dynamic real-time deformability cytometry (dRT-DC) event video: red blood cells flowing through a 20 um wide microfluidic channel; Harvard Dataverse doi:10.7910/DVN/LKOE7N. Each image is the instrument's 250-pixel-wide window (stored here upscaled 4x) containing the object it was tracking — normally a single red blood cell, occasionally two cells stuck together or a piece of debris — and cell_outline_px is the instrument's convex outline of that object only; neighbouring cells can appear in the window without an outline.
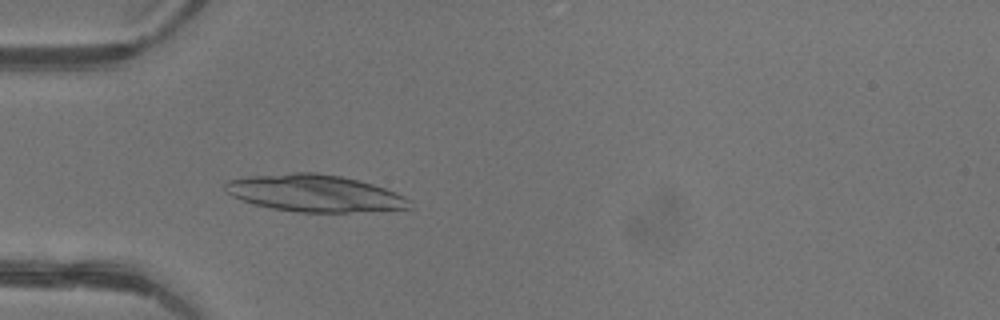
{"species": "common noctule bat (a hibernating species)", "species_latin": "Nyctalus noctula", "temperature_condition": "warm", "stored_images_in_passage": 47, "camera_frame_rate_fps": 3000, "um_per_image_px": 0.085, "animal": {"sex": "female"}, "frame": {"image": 1, "passage_image": 15, "time_ms": 4.667, "image_size_px": [1000, 320], "cell_outline_px": [[412, 208], [348, 212], [296, 212], [272, 208], [256, 204], [232, 196], [224, 188], [224, 184], [228, 180], [248, 176], [292, 172], [316, 172], [340, 176], [372, 184], [396, 192], [412, 200]], "centroid_in_image_um": [26.75, 16.42], "position_along_channel_um": 58.2, "area_um2": 39.59}}
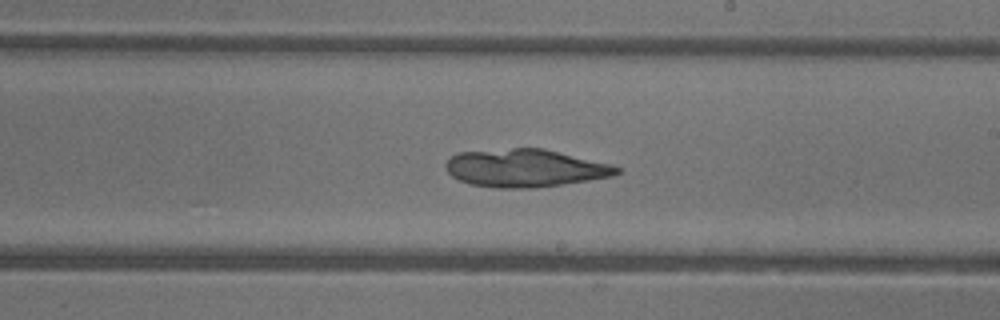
{"frame": {"image": 2, "passage_image": 28, "time_ms": 9.0, "image_size_px": [1000, 320], "cell_outline_px": [[620, 172], [612, 176], [588, 180], [532, 188], [496, 188], [472, 184], [460, 180], [452, 176], [444, 168], [444, 164], [448, 156], [456, 152], [512, 148], [544, 148], [612, 164], [620, 168]], "centroid_in_image_um": [44.59, 14.27], "position_along_channel_um": 244.4, "area_um2": 37.86}}
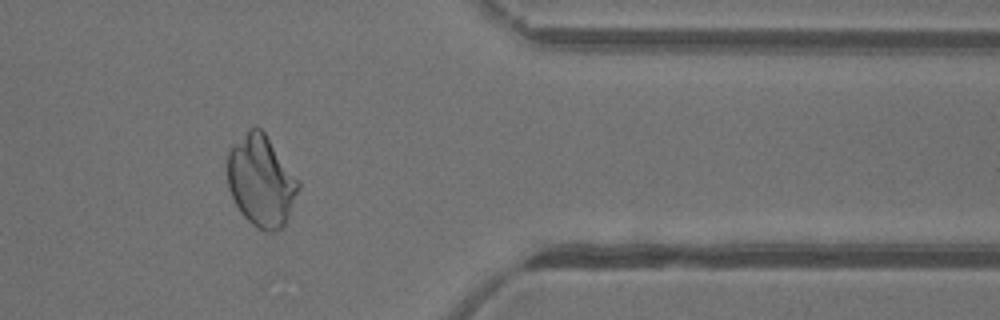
{"frame": {"image": 3, "passage_image": 39, "time_ms": 12.667, "image_size_px": [1000, 320], "cell_outline_px": [[300, 188], [288, 216], [284, 224], [280, 228], [272, 232], [264, 232], [252, 224], [240, 212], [228, 188], [228, 148], [248, 128], [256, 124], [264, 132], [300, 180]], "centroid_in_image_um": [22.19, 15.34], "position_along_channel_um": 389.2, "area_um2": 37.92}}